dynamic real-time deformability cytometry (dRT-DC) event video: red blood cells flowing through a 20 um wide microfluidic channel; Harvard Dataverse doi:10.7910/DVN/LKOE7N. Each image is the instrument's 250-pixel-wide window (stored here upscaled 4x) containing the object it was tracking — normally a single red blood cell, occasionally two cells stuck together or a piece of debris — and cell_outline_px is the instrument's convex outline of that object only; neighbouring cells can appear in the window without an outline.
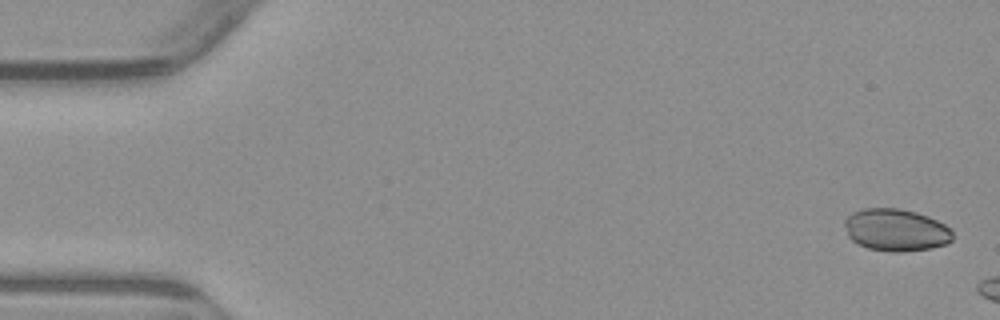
{"species": "common noctule bat (a hibernating species)", "species_latin": "Nyctalus noctula", "temperature_condition": "warm", "stored_images_in_passage": 3, "camera_frame_rate_fps": 3000, "um_per_image_px": 0.085, "animal": {"sex": "male", "body_mass_g": 23.1, "forearm_length_mm": 52.7}, "frame": {"image": 1, "passage_image": 1, "time_ms": 0.0, "image_size_px": [1000, 320], "cell_outline_px": [[952, 240], [948, 244], [932, 248], [900, 252], [892, 252], [868, 248], [852, 240], [848, 236], [844, 224], [844, 220], [852, 212], [864, 208], [900, 208], [916, 212], [928, 216], [944, 224], [952, 232]], "centroid_in_image_um": [76.15, 19.54], "position_along_channel_um": 8.8, "area_um2": 26.65}}